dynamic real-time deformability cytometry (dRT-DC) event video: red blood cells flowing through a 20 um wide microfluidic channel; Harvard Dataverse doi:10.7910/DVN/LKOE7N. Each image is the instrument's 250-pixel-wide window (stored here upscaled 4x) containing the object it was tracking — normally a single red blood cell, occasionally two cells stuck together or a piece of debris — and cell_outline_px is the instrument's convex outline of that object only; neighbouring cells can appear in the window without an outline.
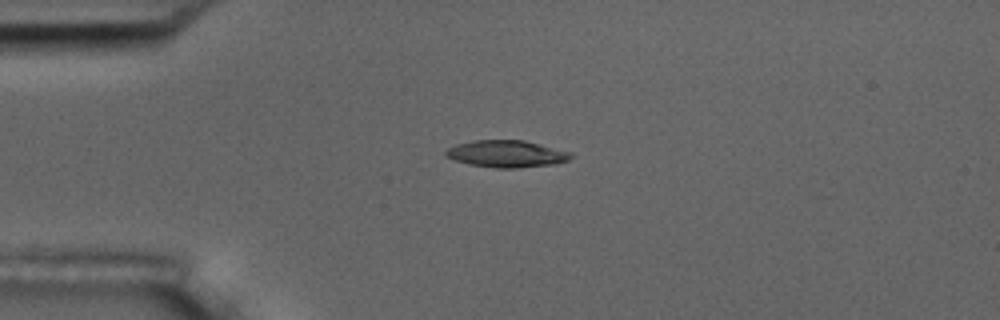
{"species": "common noctule bat (a hibernating species)", "species_latin": "Nyctalus noctula", "temperature_condition": "room temperature", "stored_images_in_passage": 1, "camera_frame_rate_fps": 3000, "um_per_image_px": 0.085, "animal": {"sex": "male", "body_mass_g": 17.5, "forearm_length_mm": 52.3}, "frame": {"image": 1, "passage_image": 1, "time_ms": 0.0, "image_size_px": [1000, 320], "cell_outline_px": [[572, 156], [568, 160], [556, 164], [516, 168], [496, 168], [468, 164], [444, 156], [444, 152], [448, 148], [456, 144], [472, 140], [524, 140], [572, 152]], "centroid_in_image_um": [43.05, 13.07], "position_along_channel_um": 42.0, "area_um2": 19.77}}